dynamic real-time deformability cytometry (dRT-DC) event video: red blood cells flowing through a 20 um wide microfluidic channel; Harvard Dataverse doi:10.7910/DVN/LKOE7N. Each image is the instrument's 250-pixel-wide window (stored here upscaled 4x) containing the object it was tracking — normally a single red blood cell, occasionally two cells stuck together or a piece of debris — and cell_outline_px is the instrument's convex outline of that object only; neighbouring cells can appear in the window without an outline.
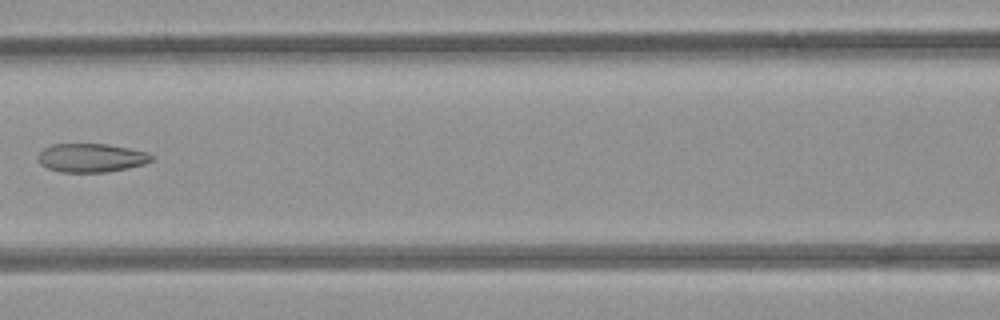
{"species": "common noctule bat (a hibernating species)", "species_latin": "Nyctalus noctula", "temperature_condition": "room temperature", "stored_images_in_passage": 5, "camera_frame_rate_fps": 3000, "um_per_image_px": 0.085, "animal": {"sex": "female", "body_mass_g": 21.9}, "frame": {"image": 1, "passage_image": 4, "time_ms": 3.667, "image_size_px": [1000, 320], "cell_outline_px": [[152, 160], [144, 164], [128, 168], [108, 172], [60, 172], [48, 168], [40, 164], [36, 160], [36, 156], [44, 148], [52, 144], [108, 144], [148, 152], [152, 156]], "centroid_in_image_um": [7.72, 13.42], "position_along_channel_um": 158.9, "area_um2": 19.07}}
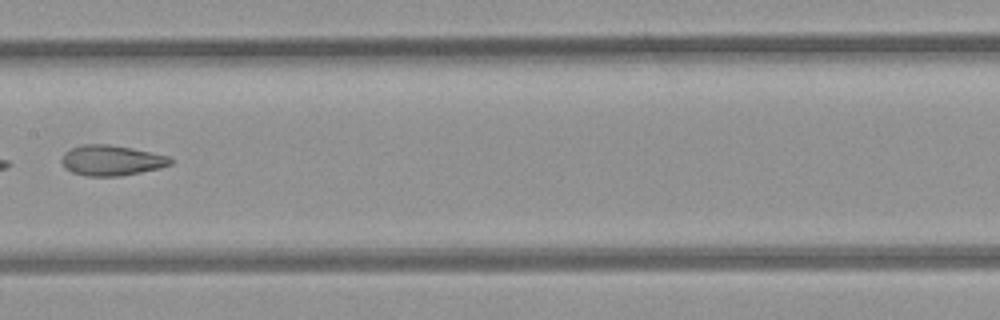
{"frame": {"image": 2, "passage_image": 5, "time_ms": 4.667, "image_size_px": [1000, 320], "cell_outline_px": [[176, 160], [172, 164], [160, 168], [120, 176], [84, 176], [72, 172], [64, 168], [60, 160], [64, 152], [72, 148], [84, 144], [108, 144], [132, 148], [168, 156]], "centroid_in_image_um": [9.47, 13.64], "position_along_channel_um": 197.9, "area_um2": 19.42}}